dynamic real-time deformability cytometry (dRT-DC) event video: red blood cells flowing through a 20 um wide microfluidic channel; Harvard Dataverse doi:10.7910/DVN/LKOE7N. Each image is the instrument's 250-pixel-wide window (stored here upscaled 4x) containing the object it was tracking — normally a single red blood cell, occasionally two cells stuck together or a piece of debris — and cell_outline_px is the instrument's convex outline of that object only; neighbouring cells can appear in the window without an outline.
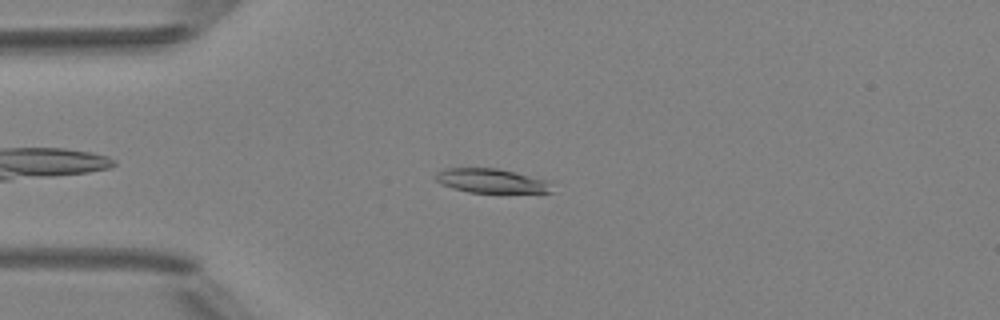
{"species": "Egyptian fruit bat (a non-hibernating species)", "species_latin": "Rousettus aegyptiacus", "temperature_condition": "room temperature", "stored_images_in_passage": 3, "camera_frame_rate_fps": 3000, "um_per_image_px": 0.085, "animal": {"sex": "female"}, "frame": {"image": 1, "passage_image": 2, "time_ms": 1.333, "image_size_px": [1000, 320], "cell_outline_px": [[552, 192], [468, 192], [452, 188], [440, 184], [436, 180], [436, 176], [444, 168], [496, 168], [544, 180]], "centroid_in_image_um": [41.64, 15.37], "position_along_channel_um": 43.4, "area_um2": 15.72}}